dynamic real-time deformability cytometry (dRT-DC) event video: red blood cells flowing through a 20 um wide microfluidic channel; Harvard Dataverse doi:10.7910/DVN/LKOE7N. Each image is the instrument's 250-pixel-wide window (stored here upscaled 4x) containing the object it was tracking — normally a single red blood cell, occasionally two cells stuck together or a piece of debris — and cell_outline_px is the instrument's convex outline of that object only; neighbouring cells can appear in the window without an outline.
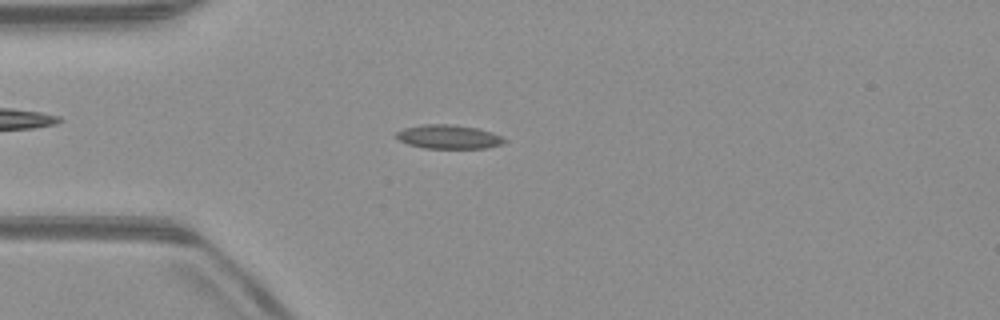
{"species": "common noctule bat (a hibernating species)", "species_latin": "Nyctalus noctula", "temperature_condition": "warm", "stored_images_in_passage": 51, "camera_frame_rate_fps": 3000, "um_per_image_px": 0.085, "animal": {"sex": "male", "body_mass_g": 23.1, "forearm_length_mm": 52.7}, "frame": {"image": 1, "passage_image": 13, "time_ms": 4.0, "image_size_px": [1000, 320], "cell_outline_px": [[508, 140], [500, 144], [484, 148], [424, 148], [408, 144], [400, 140], [396, 136], [396, 132], [404, 128], [424, 124], [452, 124], [476, 128], [492, 132]], "centroid_in_image_um": [38.12, 11.62], "position_along_channel_um": 46.9, "area_um2": 14.91}}
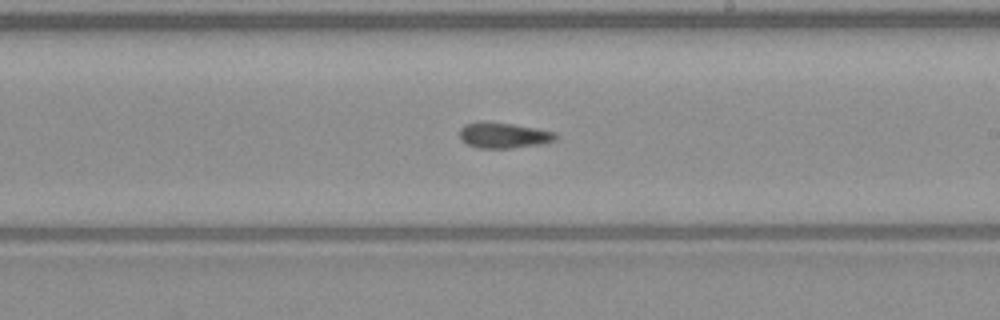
{"frame": {"image": 2, "passage_image": 29, "time_ms": 9.333, "image_size_px": [1000, 320], "cell_outline_px": [[556, 140], [540, 144], [508, 148], [476, 148], [460, 140], [460, 128], [464, 124], [476, 120], [484, 120], [512, 124], [536, 128], [556, 132]], "centroid_in_image_um": [42.74, 11.48], "position_along_channel_um": 246.3, "area_um2": 14.57}}
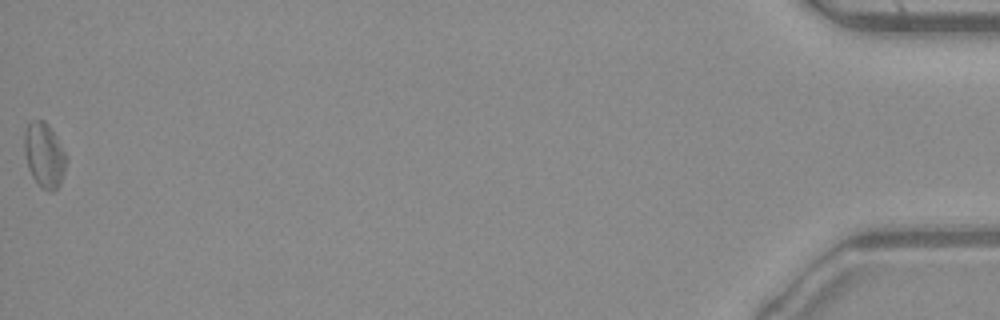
{"frame": {"image": 3, "passage_image": 51, "time_ms": 16.667, "image_size_px": [1000, 320], "cell_outline_px": [[68, 160], [60, 184], [52, 192], [48, 192], [32, 176], [28, 168], [24, 152], [24, 132], [28, 124], [32, 120], [44, 120], [48, 124], [56, 136], [68, 156]], "centroid_in_image_um": [3.78, 13.16], "position_along_channel_um": 431.4, "area_um2": 15.9}, "authors_computed_cell_mechanics": {"area_um2": 14.5656, "velocity_mm_per_s": 3.9967, "shape_relaxation_time_tau1_ms": 4.79, "shape_relaxation_time_tau2_ms": 2.5433, "deformation_change_tau1": 0.1346, "deformation_change_tau2": 0.103}}